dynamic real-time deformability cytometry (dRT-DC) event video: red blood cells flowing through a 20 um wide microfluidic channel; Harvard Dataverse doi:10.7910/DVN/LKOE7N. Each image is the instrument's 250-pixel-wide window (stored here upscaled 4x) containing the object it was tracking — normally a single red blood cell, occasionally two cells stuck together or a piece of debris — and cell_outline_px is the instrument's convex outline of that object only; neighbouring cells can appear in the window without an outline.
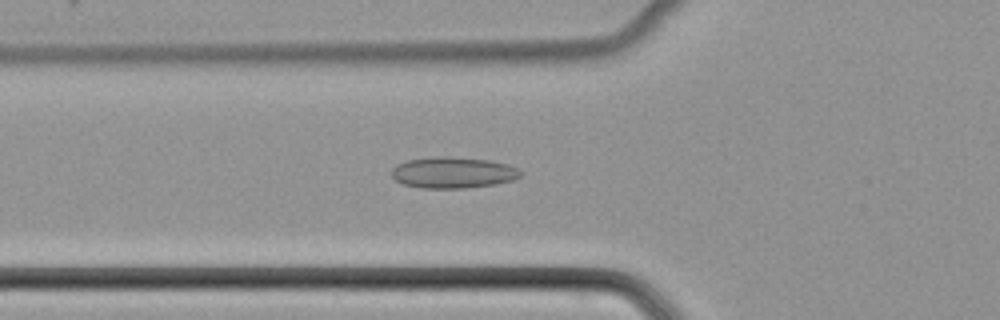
{"species": "common noctule bat (a hibernating species)", "species_latin": "Nyctalus noctula", "temperature_condition": "cold", "stored_images_in_passage": 51, "camera_frame_rate_fps": 3000, "um_per_image_px": 0.085, "animal": {"sex": "female", "body_mass_g": 22.7, "forearm_length_mm": 54.2}, "frame": {"image": 1, "passage_image": 19, "time_ms": 6.0, "image_size_px": [1000, 320], "cell_outline_px": [[524, 172], [520, 176], [512, 180], [496, 184], [464, 188], [420, 188], [404, 184], [396, 180], [392, 176], [392, 168], [396, 164], [408, 160], [436, 156], [448, 156], [488, 160], [508, 164], [520, 168]], "centroid_in_image_um": [38.53, 14.66], "position_along_channel_um": 87.3, "area_um2": 23.58}}
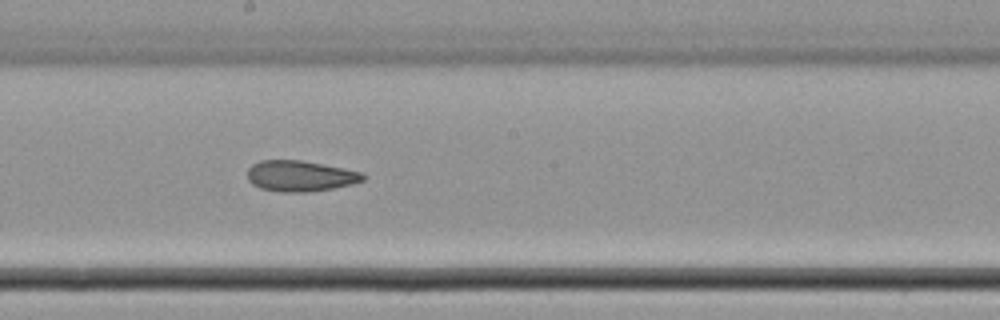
{"frame": {"image": 2, "passage_image": 29, "time_ms": 9.333, "image_size_px": [1000, 320], "cell_outline_px": [[368, 176], [364, 180], [352, 184], [332, 188], [308, 192], [284, 192], [260, 188], [252, 184], [248, 180], [248, 168], [252, 164], [260, 160], [300, 160], [344, 168], [364, 172]], "centroid_in_image_um": [25.54, 14.95], "position_along_channel_um": 222.7, "area_um2": 20.87}}
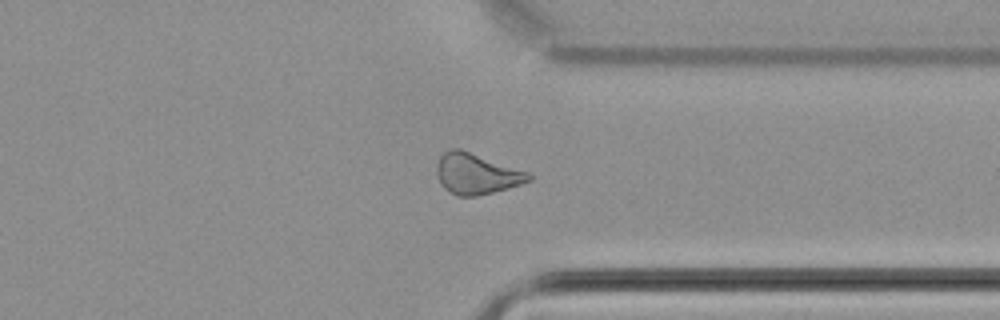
{"frame": {"image": 3, "passage_image": 40, "time_ms": 13.0, "image_size_px": [1000, 320], "cell_outline_px": [[532, 180], [508, 188], [476, 196], [456, 196], [448, 192], [444, 188], [436, 172], [436, 164], [440, 156], [448, 148], [460, 148], [528, 172], [532, 176]], "centroid_in_image_um": [40.47, 14.76], "position_along_channel_um": 370.9, "area_um2": 21.85}}